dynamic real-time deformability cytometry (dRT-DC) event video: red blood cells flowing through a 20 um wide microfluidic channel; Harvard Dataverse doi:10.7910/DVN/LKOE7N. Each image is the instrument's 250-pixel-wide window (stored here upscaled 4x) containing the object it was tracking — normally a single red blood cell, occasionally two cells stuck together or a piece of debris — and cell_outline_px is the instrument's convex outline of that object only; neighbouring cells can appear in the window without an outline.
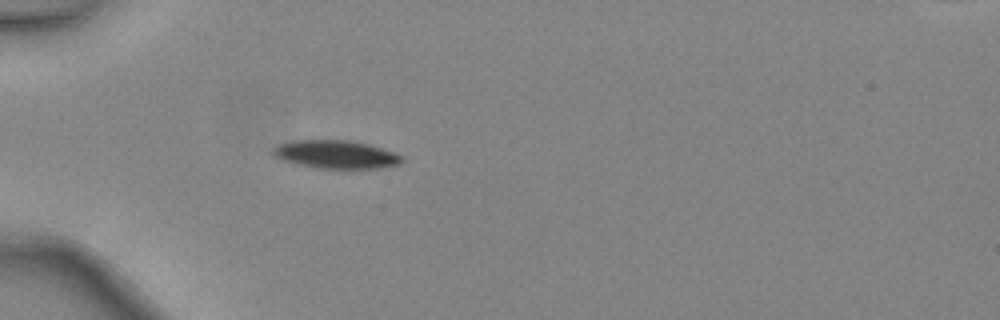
{"species": "common noctule bat (a hibernating species)", "species_latin": "Nyctalus noctula", "temperature_condition": "warm", "stored_images_in_passage": 32, "camera_frame_rate_fps": 3000, "um_per_image_px": 0.085, "animal": {"sex": "female", "body_mass_g": 24.6, "forearm_length_mm": 56.2}, "frame": {"image": 1, "passage_image": 1, "time_ms": 0.0, "image_size_px": [1000, 320], "cell_outline_px": [[404, 160], [400, 164], [380, 168], [316, 168], [296, 164], [284, 160], [276, 156], [272, 152], [272, 148], [280, 144], [296, 140], [352, 140], [368, 144], [396, 152], [404, 156]], "centroid_in_image_um": [28.61, 13.12], "position_along_channel_um": 56.4, "area_um2": 21.21}}
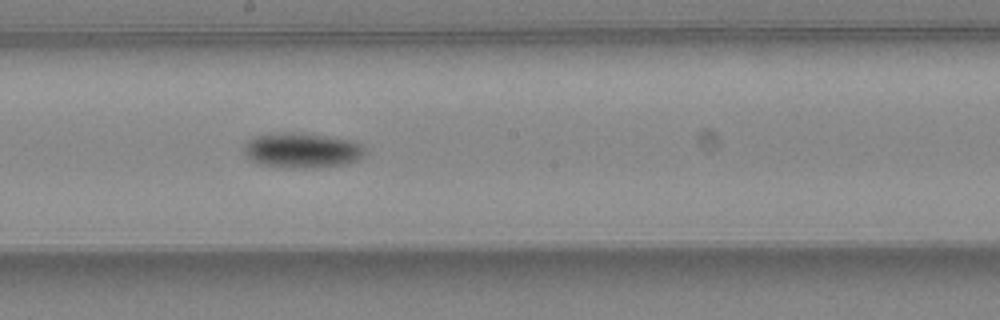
{"frame": {"image": 2, "passage_image": 13, "time_ms": 4.0, "image_size_px": [1000, 320], "cell_outline_px": [[364, 156], [356, 160], [344, 164], [316, 168], [284, 168], [256, 164], [248, 160], [244, 152], [244, 144], [252, 136], [268, 132], [300, 132], [356, 140], [364, 148]], "centroid_in_image_um": [25.6, 12.77], "position_along_channel_um": 222.6, "area_um2": 25.61}}
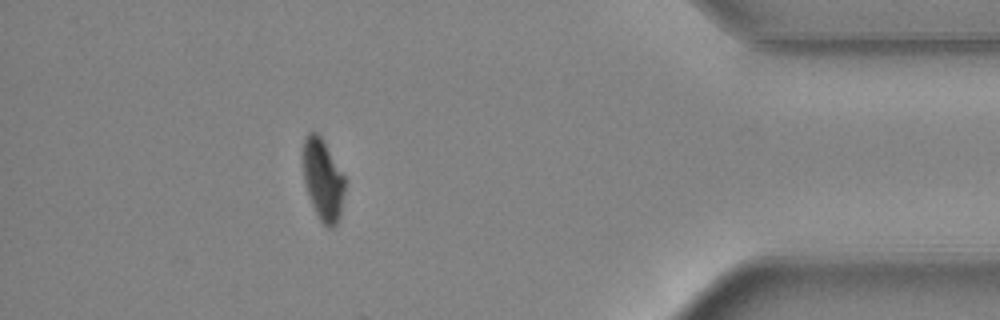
{"frame": {"image": 3, "passage_image": 28, "time_ms": 9.0, "image_size_px": [1000, 320], "cell_outline_px": [[344, 192], [340, 216], [336, 224], [332, 228], [328, 228], [320, 220], [308, 196], [304, 180], [304, 136], [308, 132], [316, 132], [324, 140], [344, 176]], "centroid_in_image_um": [27.45, 15.27], "position_along_channel_um": 407.7, "area_um2": 19.59}}